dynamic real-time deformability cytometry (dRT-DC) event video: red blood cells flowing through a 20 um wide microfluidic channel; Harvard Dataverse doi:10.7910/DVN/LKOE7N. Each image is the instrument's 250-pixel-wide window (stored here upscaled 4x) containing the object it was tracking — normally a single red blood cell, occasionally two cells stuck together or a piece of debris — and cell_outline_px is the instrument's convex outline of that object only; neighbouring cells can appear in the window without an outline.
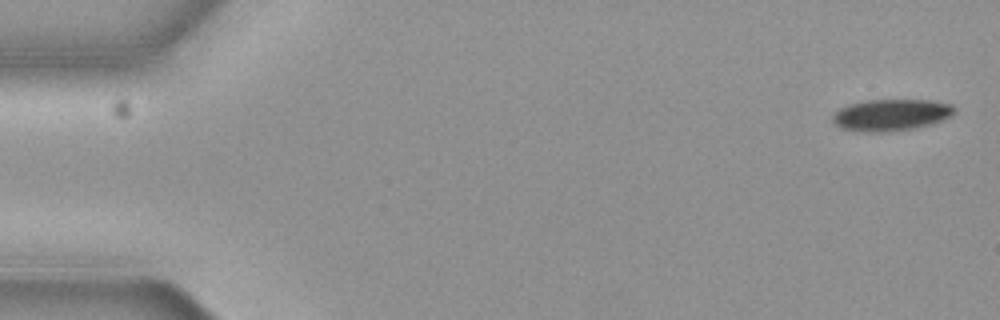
{"species": "common noctule bat (a hibernating species)", "species_latin": "Nyctalus noctula", "temperature_condition": "cold", "stored_images_in_passage": 5, "camera_frame_rate_fps": 3000, "um_per_image_px": 0.085, "animal": {"sex": "female", "body_mass_g": 19.3, "forearm_length_mm": 54.1}, "frame": {"image": 1, "passage_image": 1, "time_ms": 0.0, "image_size_px": [1000, 320], "cell_outline_px": [[956, 108], [948, 116], [932, 124], [912, 128], [880, 132], [868, 132], [840, 128], [832, 120], [832, 116], [840, 108], [848, 104], [868, 100], [932, 100], [952, 104]], "centroid_in_image_um": [75.71, 9.75], "position_along_channel_um": 9.3, "area_um2": 22.14}}
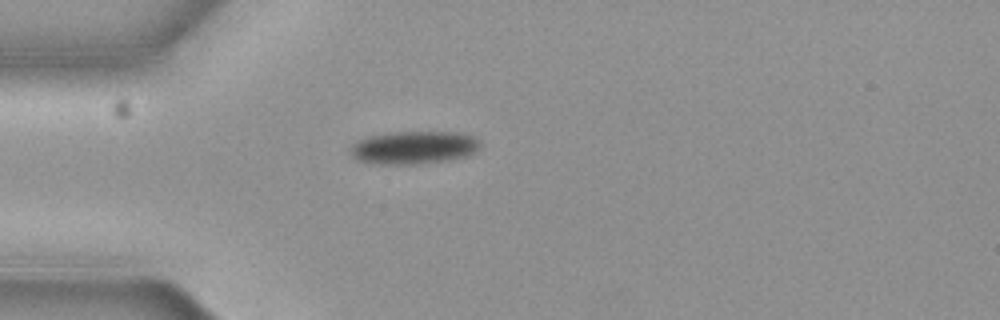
{"frame": {"image": 2, "passage_image": 5, "time_ms": 1.333, "image_size_px": [1000, 320], "cell_outline_px": [[480, 144], [472, 152], [464, 156], [416, 164], [380, 164], [356, 160], [352, 156], [352, 144], [368, 136], [392, 132], [464, 132], [476, 136], [480, 140]], "centroid_in_image_um": [35.17, 12.52], "position_along_channel_um": 49.8, "area_um2": 24.57}}